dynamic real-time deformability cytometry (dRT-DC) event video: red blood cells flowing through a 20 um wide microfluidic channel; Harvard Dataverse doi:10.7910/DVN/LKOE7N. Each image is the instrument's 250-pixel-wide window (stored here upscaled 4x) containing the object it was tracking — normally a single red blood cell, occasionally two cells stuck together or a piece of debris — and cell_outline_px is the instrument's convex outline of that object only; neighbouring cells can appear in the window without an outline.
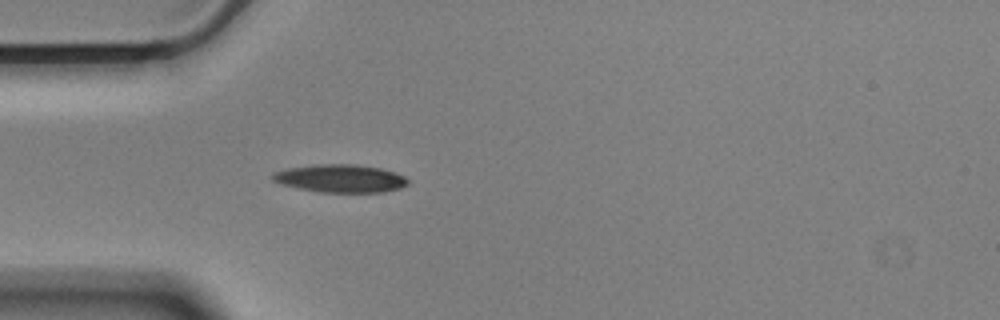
{"species": "Egyptian fruit bat (a non-hibernating species)", "species_latin": "Rousettus aegyptiacus", "temperature_condition": "cold", "stored_images_in_passage": 13, "camera_frame_rate_fps": 3000, "um_per_image_px": 0.085, "animal": {"sex": "male"}, "frame": {"image": 1, "passage_image": 6, "time_ms": 1.667, "image_size_px": [1000, 320], "cell_outline_px": [[408, 184], [400, 188], [384, 192], [320, 192], [300, 188], [284, 184], [272, 180], [272, 172], [288, 168], [316, 164], [356, 164], [380, 168], [404, 176], [408, 180]], "centroid_in_image_um": [28.94, 15.16], "position_along_channel_um": 56.1, "area_um2": 21.85}}
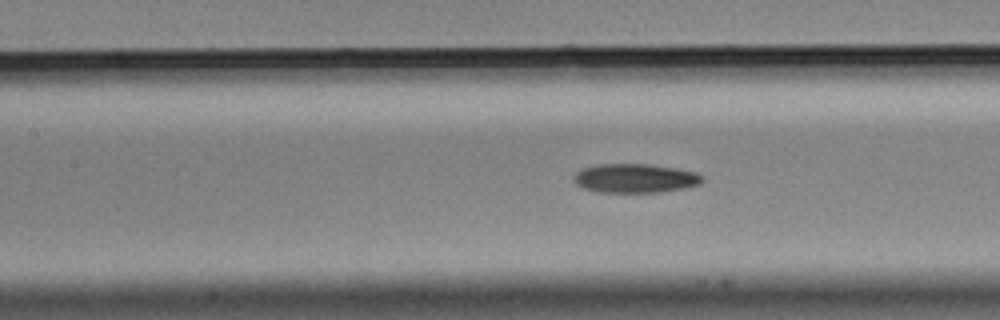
{"frame": {"image": 2, "passage_image": 11, "time_ms": 3.333, "image_size_px": [1000, 320], "cell_outline_px": [[704, 180], [700, 184], [684, 188], [660, 192], [600, 192], [584, 188], [576, 184], [572, 180], [572, 176], [576, 172], [584, 168], [596, 164], [648, 164], [676, 168], [696, 172]], "centroid_in_image_um": [53.96, 15.15], "position_along_channel_um": 153.4, "area_um2": 21.73}}